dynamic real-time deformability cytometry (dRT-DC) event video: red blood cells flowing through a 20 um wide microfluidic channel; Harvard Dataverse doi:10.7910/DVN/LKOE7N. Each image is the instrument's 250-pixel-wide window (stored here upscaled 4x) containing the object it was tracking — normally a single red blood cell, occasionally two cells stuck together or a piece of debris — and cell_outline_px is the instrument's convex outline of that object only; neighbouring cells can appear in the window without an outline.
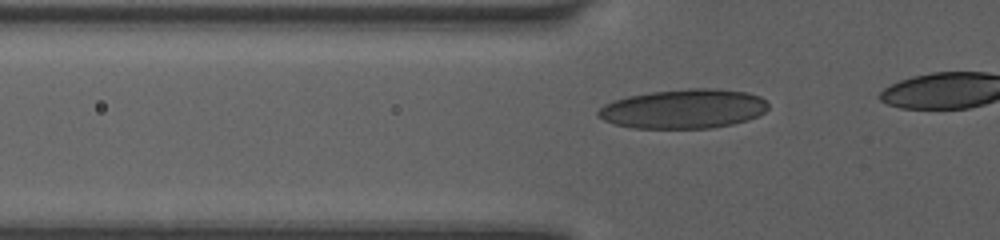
{"species": "human", "species_latin": "Homo sapiens", "temperature_condition": "room temperature", "stored_images_in_passage": 20, "camera_frame_rate_fps": 3000, "um_per_image_px": 0.085, "donor": {"sex": "female"}, "frame": {"image": 1, "passage_image": 14, "time_ms": 4.333, "image_size_px": [1000, 240], "cell_outline_px": [[768, 108], [764, 112], [748, 120], [732, 124], [712, 128], [632, 128], [616, 124], [604, 120], [596, 116], [596, 112], [604, 104], [612, 100], [628, 96], [652, 92], [688, 88], [716, 88], [748, 92], [760, 96], [768, 104]], "centroid_in_image_um": [58.1, 9.24], "position_along_channel_um": 67.7, "area_um2": 39.13}}
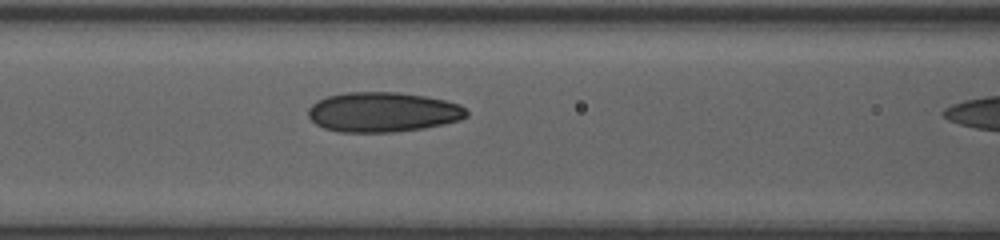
{"frame": {"image": 2, "passage_image": 19, "time_ms": 6.0, "image_size_px": [1000, 240], "cell_outline_px": [[468, 116], [460, 120], [444, 124], [424, 128], [392, 132], [340, 132], [324, 128], [316, 124], [308, 116], [308, 108], [316, 100], [328, 96], [348, 92], [396, 92], [424, 96], [444, 100], [460, 104], [468, 112]], "centroid_in_image_um": [32.54, 9.53], "position_along_channel_um": 134.1, "area_um2": 36.82}}